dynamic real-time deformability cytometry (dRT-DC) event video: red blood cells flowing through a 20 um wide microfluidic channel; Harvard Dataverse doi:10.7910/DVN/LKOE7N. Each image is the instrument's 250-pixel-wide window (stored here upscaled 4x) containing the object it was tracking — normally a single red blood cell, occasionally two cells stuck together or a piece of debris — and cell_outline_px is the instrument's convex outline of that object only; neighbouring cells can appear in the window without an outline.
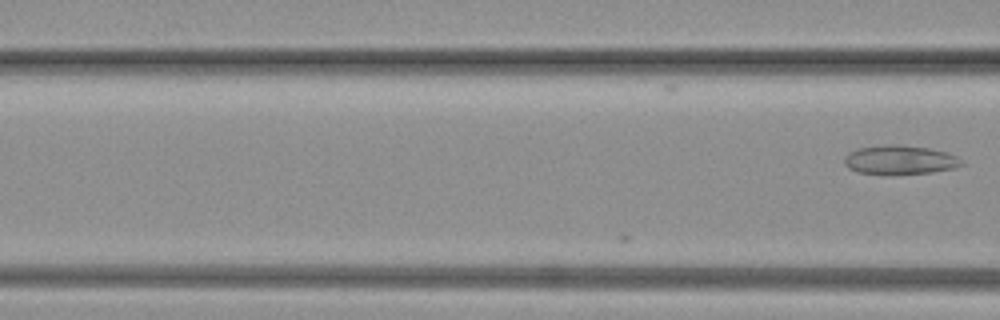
{"species": "common noctule bat (a hibernating species)", "species_latin": "Nyctalus noctula", "temperature_condition": "warm", "stored_images_in_passage": 7, "camera_frame_rate_fps": 3000, "um_per_image_px": 0.085, "animal": {"sex": "female", "body_mass_g": 19.3, "forearm_length_mm": 54.1}, "frame": {"image": 1, "passage_image": 7, "time_ms": 2.0, "image_size_px": [1000, 320], "cell_outline_px": [[964, 164], [956, 168], [932, 172], [856, 172], [848, 168], [844, 164], [844, 156], [848, 152], [856, 148], [888, 144], [892, 144], [928, 148], [944, 152], [956, 156]], "centroid_in_image_um": [76.45, 13.55], "position_along_channel_um": 90.1, "area_um2": 19.19}}